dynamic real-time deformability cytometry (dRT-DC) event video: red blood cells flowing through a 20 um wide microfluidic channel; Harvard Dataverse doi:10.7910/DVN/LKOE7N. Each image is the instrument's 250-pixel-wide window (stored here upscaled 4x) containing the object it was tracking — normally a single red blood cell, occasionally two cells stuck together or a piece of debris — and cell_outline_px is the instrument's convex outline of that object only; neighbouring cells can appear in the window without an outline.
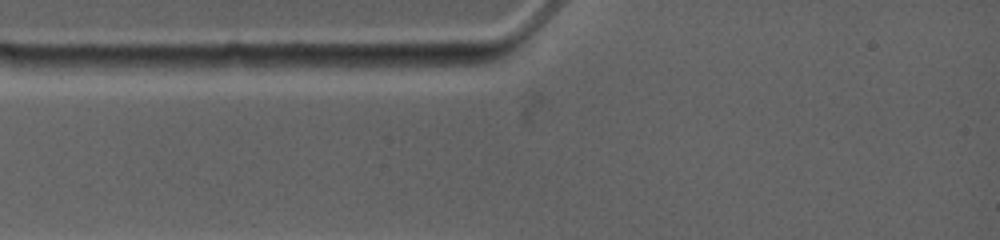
{"species": "common noctule bat (a hibernating species)", "species_latin": "Nyctalus noctula", "temperature_condition": "warm", "stored_images_in_passage": 5, "camera_frame_rate_fps": 4500, "um_per_image_px": 0.085, "animal": {"sex": "female", "body_mass_g": 19.0, "forearm_length_mm": 53.3}, "frame": {"image": 1, "passage_image": 1, "time_ms": 0.0, "image_size_px": [1000, 240], "cell_outline_px": [[484, 60], [480, 64], [400, 72], [336, 64], [364, 56], [432, 56]], "centroid_in_image_um": [34.74, 5.33], "position_along_channel_um": 50.3, "area_um2": 11.1}}